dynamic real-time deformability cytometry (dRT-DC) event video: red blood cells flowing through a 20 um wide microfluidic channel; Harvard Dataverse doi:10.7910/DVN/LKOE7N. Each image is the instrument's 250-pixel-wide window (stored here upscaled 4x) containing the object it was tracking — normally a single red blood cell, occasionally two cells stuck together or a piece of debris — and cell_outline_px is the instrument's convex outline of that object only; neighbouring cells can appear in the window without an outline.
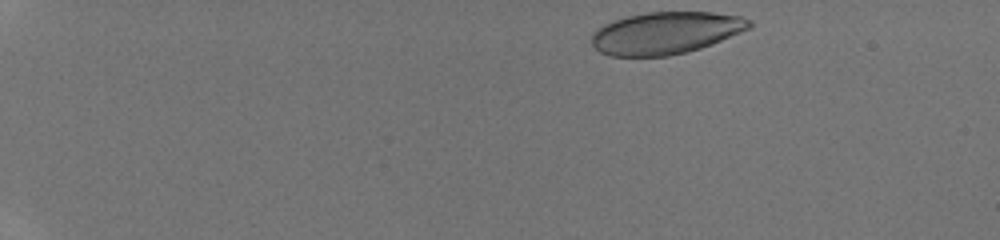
{"species": "human", "species_latin": "Homo sapiens", "temperature_condition": "room temperature", "stored_images_in_passage": 39, "camera_frame_rate_fps": 3000, "um_per_image_px": 0.085, "donor": {"sex": "male"}, "frame": {"image": 1, "passage_image": 1, "time_ms": 0.0, "image_size_px": [1000, 240], "cell_outline_px": [[752, 28], [712, 44], [688, 52], [668, 56], [612, 56], [600, 52], [592, 44], [592, 32], [596, 28], [612, 20], [628, 16], [648, 12], [712, 12], [740, 16], [752, 20]], "centroid_in_image_um": [56.6, 2.8], "position_along_channel_um": 28.4, "area_um2": 38.96}}
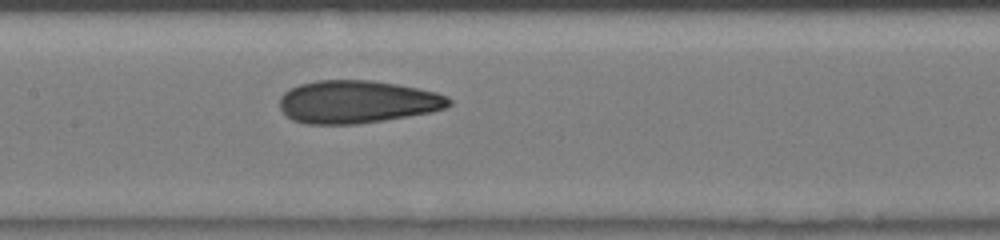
{"frame": {"image": 2, "passage_image": 19, "time_ms": 6.0, "image_size_px": [1000, 240], "cell_outline_px": [[452, 104], [448, 108], [432, 112], [384, 120], [356, 124], [304, 124], [292, 120], [280, 108], [280, 96], [288, 88], [300, 84], [316, 80], [372, 80], [396, 84], [436, 92], [448, 96], [452, 100]], "centroid_in_image_um": [30.37, 8.65], "position_along_channel_um": 177.0, "area_um2": 42.48}}
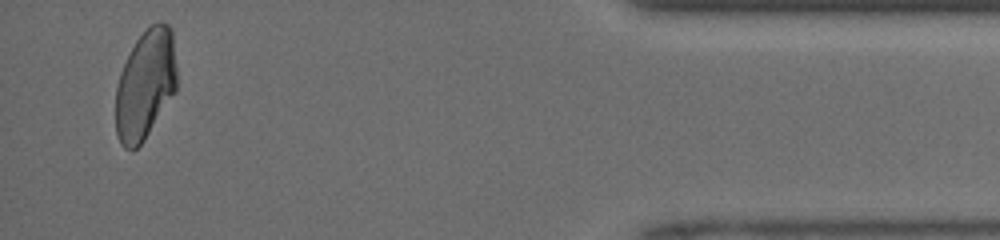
{"frame": {"image": 3, "passage_image": 38, "time_ms": 12.333, "image_size_px": [1000, 240], "cell_outline_px": [[176, 92], [144, 140], [132, 152], [124, 148], [120, 144], [116, 132], [116, 88], [120, 72], [136, 40], [156, 20], [160, 20], [168, 24], [172, 28], [176, 64]], "centroid_in_image_um": [12.37, 7.2], "position_along_channel_um": 422.8, "area_um2": 39.3}}